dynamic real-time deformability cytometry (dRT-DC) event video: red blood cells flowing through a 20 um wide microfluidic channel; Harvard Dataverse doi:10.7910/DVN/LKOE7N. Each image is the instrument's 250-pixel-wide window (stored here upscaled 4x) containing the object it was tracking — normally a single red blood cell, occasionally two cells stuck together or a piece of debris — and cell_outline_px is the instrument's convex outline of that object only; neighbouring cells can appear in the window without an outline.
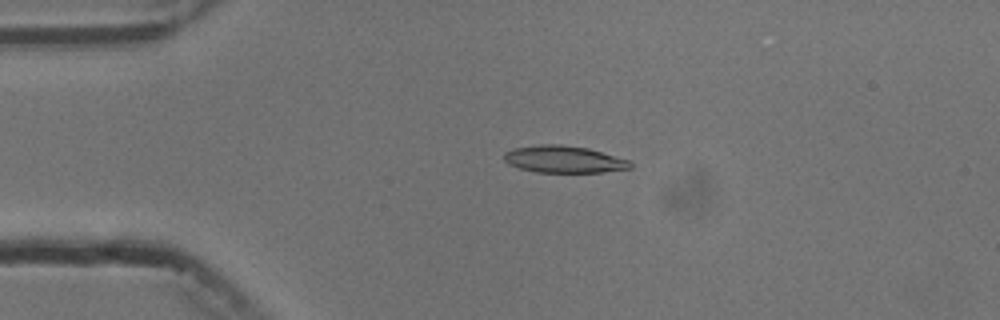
{"species": "common noctule bat (a hibernating species)", "species_latin": "Nyctalus noctula", "temperature_condition": "cold", "stored_images_in_passage": 5, "camera_frame_rate_fps": 3000, "um_per_image_px": 0.085, "animal": {"sex": "male", "body_mass_g": 13.3}, "frame": {"image": 1, "passage_image": 4, "time_ms": 3.667, "image_size_px": [1000, 320], "cell_outline_px": [[632, 168], [600, 172], [536, 172], [520, 168], [508, 164], [504, 160], [504, 152], [512, 148], [540, 144], [560, 144], [588, 148], [628, 160], [632, 164]], "centroid_in_image_um": [47.88, 13.53], "position_along_channel_um": 37.1, "area_um2": 19.83}}